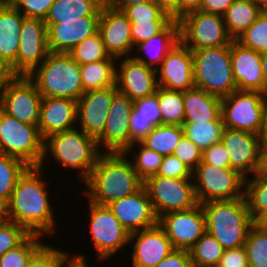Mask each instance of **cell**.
I'll list each match as a JSON object with an SVG mask.
<instances>
[{
	"instance_id": "52",
	"label": "cell",
	"mask_w": 267,
	"mask_h": 267,
	"mask_svg": "<svg viewBox=\"0 0 267 267\" xmlns=\"http://www.w3.org/2000/svg\"><path fill=\"white\" fill-rule=\"evenodd\" d=\"M130 145L141 142L156 125L151 119L136 117L132 112L129 116Z\"/></svg>"
},
{
	"instance_id": "22",
	"label": "cell",
	"mask_w": 267,
	"mask_h": 267,
	"mask_svg": "<svg viewBox=\"0 0 267 267\" xmlns=\"http://www.w3.org/2000/svg\"><path fill=\"white\" fill-rule=\"evenodd\" d=\"M130 244H133L131 267H155L175 249L159 224L130 233Z\"/></svg>"
},
{
	"instance_id": "64",
	"label": "cell",
	"mask_w": 267,
	"mask_h": 267,
	"mask_svg": "<svg viewBox=\"0 0 267 267\" xmlns=\"http://www.w3.org/2000/svg\"><path fill=\"white\" fill-rule=\"evenodd\" d=\"M261 65H262V74L265 84V94L267 95V52H264L261 55Z\"/></svg>"
},
{
	"instance_id": "3",
	"label": "cell",
	"mask_w": 267,
	"mask_h": 267,
	"mask_svg": "<svg viewBox=\"0 0 267 267\" xmlns=\"http://www.w3.org/2000/svg\"><path fill=\"white\" fill-rule=\"evenodd\" d=\"M101 154L97 140L75 127L44 138L43 157L39 168L45 170L46 158L52 156V159L55 160L53 162H56L57 165L66 167V170H77L76 178L79 177L78 180L83 183L90 175Z\"/></svg>"
},
{
	"instance_id": "67",
	"label": "cell",
	"mask_w": 267,
	"mask_h": 267,
	"mask_svg": "<svg viewBox=\"0 0 267 267\" xmlns=\"http://www.w3.org/2000/svg\"><path fill=\"white\" fill-rule=\"evenodd\" d=\"M255 1L261 3L262 5H264L267 2V0H255Z\"/></svg>"
},
{
	"instance_id": "19",
	"label": "cell",
	"mask_w": 267,
	"mask_h": 267,
	"mask_svg": "<svg viewBox=\"0 0 267 267\" xmlns=\"http://www.w3.org/2000/svg\"><path fill=\"white\" fill-rule=\"evenodd\" d=\"M115 85L118 92L133 101L153 95L158 89L156 69L133 57L117 59Z\"/></svg>"
},
{
	"instance_id": "25",
	"label": "cell",
	"mask_w": 267,
	"mask_h": 267,
	"mask_svg": "<svg viewBox=\"0 0 267 267\" xmlns=\"http://www.w3.org/2000/svg\"><path fill=\"white\" fill-rule=\"evenodd\" d=\"M77 101L62 97H42L38 129L44 139L77 126Z\"/></svg>"
},
{
	"instance_id": "14",
	"label": "cell",
	"mask_w": 267,
	"mask_h": 267,
	"mask_svg": "<svg viewBox=\"0 0 267 267\" xmlns=\"http://www.w3.org/2000/svg\"><path fill=\"white\" fill-rule=\"evenodd\" d=\"M16 61L10 66L15 76H28L50 53L47 27L39 18H23Z\"/></svg>"
},
{
	"instance_id": "54",
	"label": "cell",
	"mask_w": 267,
	"mask_h": 267,
	"mask_svg": "<svg viewBox=\"0 0 267 267\" xmlns=\"http://www.w3.org/2000/svg\"><path fill=\"white\" fill-rule=\"evenodd\" d=\"M218 266L249 267V261L244 246L234 249H226L219 260Z\"/></svg>"
},
{
	"instance_id": "57",
	"label": "cell",
	"mask_w": 267,
	"mask_h": 267,
	"mask_svg": "<svg viewBox=\"0 0 267 267\" xmlns=\"http://www.w3.org/2000/svg\"><path fill=\"white\" fill-rule=\"evenodd\" d=\"M173 20L180 19V0H154Z\"/></svg>"
},
{
	"instance_id": "30",
	"label": "cell",
	"mask_w": 267,
	"mask_h": 267,
	"mask_svg": "<svg viewBox=\"0 0 267 267\" xmlns=\"http://www.w3.org/2000/svg\"><path fill=\"white\" fill-rule=\"evenodd\" d=\"M104 0H55L44 20L53 25L63 20H83V17H100Z\"/></svg>"
},
{
	"instance_id": "59",
	"label": "cell",
	"mask_w": 267,
	"mask_h": 267,
	"mask_svg": "<svg viewBox=\"0 0 267 267\" xmlns=\"http://www.w3.org/2000/svg\"><path fill=\"white\" fill-rule=\"evenodd\" d=\"M203 0H180V19L188 13L199 11Z\"/></svg>"
},
{
	"instance_id": "37",
	"label": "cell",
	"mask_w": 267,
	"mask_h": 267,
	"mask_svg": "<svg viewBox=\"0 0 267 267\" xmlns=\"http://www.w3.org/2000/svg\"><path fill=\"white\" fill-rule=\"evenodd\" d=\"M134 147L138 149V151H136ZM124 154L127 157L133 155L129 160L131 161L134 170L143 181L150 176L157 175L163 159L162 155L147 148L141 142L130 145Z\"/></svg>"
},
{
	"instance_id": "49",
	"label": "cell",
	"mask_w": 267,
	"mask_h": 267,
	"mask_svg": "<svg viewBox=\"0 0 267 267\" xmlns=\"http://www.w3.org/2000/svg\"><path fill=\"white\" fill-rule=\"evenodd\" d=\"M55 0H10L9 2L25 17L45 20Z\"/></svg>"
},
{
	"instance_id": "9",
	"label": "cell",
	"mask_w": 267,
	"mask_h": 267,
	"mask_svg": "<svg viewBox=\"0 0 267 267\" xmlns=\"http://www.w3.org/2000/svg\"><path fill=\"white\" fill-rule=\"evenodd\" d=\"M266 107V94L236 90L221 99V117L224 127L259 135Z\"/></svg>"
},
{
	"instance_id": "20",
	"label": "cell",
	"mask_w": 267,
	"mask_h": 267,
	"mask_svg": "<svg viewBox=\"0 0 267 267\" xmlns=\"http://www.w3.org/2000/svg\"><path fill=\"white\" fill-rule=\"evenodd\" d=\"M192 51L179 41L156 69L158 87L184 92L195 87Z\"/></svg>"
},
{
	"instance_id": "43",
	"label": "cell",
	"mask_w": 267,
	"mask_h": 267,
	"mask_svg": "<svg viewBox=\"0 0 267 267\" xmlns=\"http://www.w3.org/2000/svg\"><path fill=\"white\" fill-rule=\"evenodd\" d=\"M236 41L259 53L267 52V14L263 11Z\"/></svg>"
},
{
	"instance_id": "68",
	"label": "cell",
	"mask_w": 267,
	"mask_h": 267,
	"mask_svg": "<svg viewBox=\"0 0 267 267\" xmlns=\"http://www.w3.org/2000/svg\"><path fill=\"white\" fill-rule=\"evenodd\" d=\"M263 11L267 14V2L263 5Z\"/></svg>"
},
{
	"instance_id": "62",
	"label": "cell",
	"mask_w": 267,
	"mask_h": 267,
	"mask_svg": "<svg viewBox=\"0 0 267 267\" xmlns=\"http://www.w3.org/2000/svg\"><path fill=\"white\" fill-rule=\"evenodd\" d=\"M15 77L11 67L3 60L0 53V80Z\"/></svg>"
},
{
	"instance_id": "33",
	"label": "cell",
	"mask_w": 267,
	"mask_h": 267,
	"mask_svg": "<svg viewBox=\"0 0 267 267\" xmlns=\"http://www.w3.org/2000/svg\"><path fill=\"white\" fill-rule=\"evenodd\" d=\"M251 177L245 179L244 198L252 219L257 223L267 213V175L260 170Z\"/></svg>"
},
{
	"instance_id": "50",
	"label": "cell",
	"mask_w": 267,
	"mask_h": 267,
	"mask_svg": "<svg viewBox=\"0 0 267 267\" xmlns=\"http://www.w3.org/2000/svg\"><path fill=\"white\" fill-rule=\"evenodd\" d=\"M172 21L131 23L133 47L162 32Z\"/></svg>"
},
{
	"instance_id": "21",
	"label": "cell",
	"mask_w": 267,
	"mask_h": 267,
	"mask_svg": "<svg viewBox=\"0 0 267 267\" xmlns=\"http://www.w3.org/2000/svg\"><path fill=\"white\" fill-rule=\"evenodd\" d=\"M98 32L110 57L115 59L132 57L134 47L131 38V22L122 11L103 5Z\"/></svg>"
},
{
	"instance_id": "40",
	"label": "cell",
	"mask_w": 267,
	"mask_h": 267,
	"mask_svg": "<svg viewBox=\"0 0 267 267\" xmlns=\"http://www.w3.org/2000/svg\"><path fill=\"white\" fill-rule=\"evenodd\" d=\"M73 60L79 65L98 62L106 59H115L110 57L105 49L99 32L84 39L77 44L69 53Z\"/></svg>"
},
{
	"instance_id": "58",
	"label": "cell",
	"mask_w": 267,
	"mask_h": 267,
	"mask_svg": "<svg viewBox=\"0 0 267 267\" xmlns=\"http://www.w3.org/2000/svg\"><path fill=\"white\" fill-rule=\"evenodd\" d=\"M152 1L154 0H104V6L113 10L123 11L128 6Z\"/></svg>"
},
{
	"instance_id": "66",
	"label": "cell",
	"mask_w": 267,
	"mask_h": 267,
	"mask_svg": "<svg viewBox=\"0 0 267 267\" xmlns=\"http://www.w3.org/2000/svg\"><path fill=\"white\" fill-rule=\"evenodd\" d=\"M263 229L267 230V213L257 222Z\"/></svg>"
},
{
	"instance_id": "16",
	"label": "cell",
	"mask_w": 267,
	"mask_h": 267,
	"mask_svg": "<svg viewBox=\"0 0 267 267\" xmlns=\"http://www.w3.org/2000/svg\"><path fill=\"white\" fill-rule=\"evenodd\" d=\"M134 101L118 92L112 100L102 134L96 139L102 153H124L130 147L129 116Z\"/></svg>"
},
{
	"instance_id": "63",
	"label": "cell",
	"mask_w": 267,
	"mask_h": 267,
	"mask_svg": "<svg viewBox=\"0 0 267 267\" xmlns=\"http://www.w3.org/2000/svg\"><path fill=\"white\" fill-rule=\"evenodd\" d=\"M260 144L262 149H267V107L264 113L263 125L261 133L259 134Z\"/></svg>"
},
{
	"instance_id": "55",
	"label": "cell",
	"mask_w": 267,
	"mask_h": 267,
	"mask_svg": "<svg viewBox=\"0 0 267 267\" xmlns=\"http://www.w3.org/2000/svg\"><path fill=\"white\" fill-rule=\"evenodd\" d=\"M155 267H193L187 250L174 249Z\"/></svg>"
},
{
	"instance_id": "44",
	"label": "cell",
	"mask_w": 267,
	"mask_h": 267,
	"mask_svg": "<svg viewBox=\"0 0 267 267\" xmlns=\"http://www.w3.org/2000/svg\"><path fill=\"white\" fill-rule=\"evenodd\" d=\"M122 12L131 23L173 21L154 1L128 6Z\"/></svg>"
},
{
	"instance_id": "13",
	"label": "cell",
	"mask_w": 267,
	"mask_h": 267,
	"mask_svg": "<svg viewBox=\"0 0 267 267\" xmlns=\"http://www.w3.org/2000/svg\"><path fill=\"white\" fill-rule=\"evenodd\" d=\"M178 21L180 41L191 51L229 45L233 41L221 15L194 11Z\"/></svg>"
},
{
	"instance_id": "6",
	"label": "cell",
	"mask_w": 267,
	"mask_h": 267,
	"mask_svg": "<svg viewBox=\"0 0 267 267\" xmlns=\"http://www.w3.org/2000/svg\"><path fill=\"white\" fill-rule=\"evenodd\" d=\"M195 87L219 98L238 90L231 64V44L192 51Z\"/></svg>"
},
{
	"instance_id": "29",
	"label": "cell",
	"mask_w": 267,
	"mask_h": 267,
	"mask_svg": "<svg viewBox=\"0 0 267 267\" xmlns=\"http://www.w3.org/2000/svg\"><path fill=\"white\" fill-rule=\"evenodd\" d=\"M184 122L223 121L221 98L193 87L183 92Z\"/></svg>"
},
{
	"instance_id": "36",
	"label": "cell",
	"mask_w": 267,
	"mask_h": 267,
	"mask_svg": "<svg viewBox=\"0 0 267 267\" xmlns=\"http://www.w3.org/2000/svg\"><path fill=\"white\" fill-rule=\"evenodd\" d=\"M157 97L162 124L183 126L185 117L183 92L158 87Z\"/></svg>"
},
{
	"instance_id": "47",
	"label": "cell",
	"mask_w": 267,
	"mask_h": 267,
	"mask_svg": "<svg viewBox=\"0 0 267 267\" xmlns=\"http://www.w3.org/2000/svg\"><path fill=\"white\" fill-rule=\"evenodd\" d=\"M136 117L151 119L156 125L162 124L161 113L159 111L157 91L155 94L134 100L131 111Z\"/></svg>"
},
{
	"instance_id": "23",
	"label": "cell",
	"mask_w": 267,
	"mask_h": 267,
	"mask_svg": "<svg viewBox=\"0 0 267 267\" xmlns=\"http://www.w3.org/2000/svg\"><path fill=\"white\" fill-rule=\"evenodd\" d=\"M108 207L129 233L158 224V217L144 186L136 193L110 203Z\"/></svg>"
},
{
	"instance_id": "51",
	"label": "cell",
	"mask_w": 267,
	"mask_h": 267,
	"mask_svg": "<svg viewBox=\"0 0 267 267\" xmlns=\"http://www.w3.org/2000/svg\"><path fill=\"white\" fill-rule=\"evenodd\" d=\"M157 175L171 178H193V171L174 154L163 156Z\"/></svg>"
},
{
	"instance_id": "61",
	"label": "cell",
	"mask_w": 267,
	"mask_h": 267,
	"mask_svg": "<svg viewBox=\"0 0 267 267\" xmlns=\"http://www.w3.org/2000/svg\"><path fill=\"white\" fill-rule=\"evenodd\" d=\"M10 221L8 200L0 196V224Z\"/></svg>"
},
{
	"instance_id": "34",
	"label": "cell",
	"mask_w": 267,
	"mask_h": 267,
	"mask_svg": "<svg viewBox=\"0 0 267 267\" xmlns=\"http://www.w3.org/2000/svg\"><path fill=\"white\" fill-rule=\"evenodd\" d=\"M184 135L183 126H156L141 143L162 156L173 154L181 137Z\"/></svg>"
},
{
	"instance_id": "42",
	"label": "cell",
	"mask_w": 267,
	"mask_h": 267,
	"mask_svg": "<svg viewBox=\"0 0 267 267\" xmlns=\"http://www.w3.org/2000/svg\"><path fill=\"white\" fill-rule=\"evenodd\" d=\"M41 238L40 235L30 234L19 246L0 257V267H27L31 256L45 243Z\"/></svg>"
},
{
	"instance_id": "5",
	"label": "cell",
	"mask_w": 267,
	"mask_h": 267,
	"mask_svg": "<svg viewBox=\"0 0 267 267\" xmlns=\"http://www.w3.org/2000/svg\"><path fill=\"white\" fill-rule=\"evenodd\" d=\"M27 77L42 97L77 101L84 94L80 65L68 53L50 52Z\"/></svg>"
},
{
	"instance_id": "69",
	"label": "cell",
	"mask_w": 267,
	"mask_h": 267,
	"mask_svg": "<svg viewBox=\"0 0 267 267\" xmlns=\"http://www.w3.org/2000/svg\"><path fill=\"white\" fill-rule=\"evenodd\" d=\"M202 267H219L218 265L202 266Z\"/></svg>"
},
{
	"instance_id": "38",
	"label": "cell",
	"mask_w": 267,
	"mask_h": 267,
	"mask_svg": "<svg viewBox=\"0 0 267 267\" xmlns=\"http://www.w3.org/2000/svg\"><path fill=\"white\" fill-rule=\"evenodd\" d=\"M225 249L209 233L205 232L189 250L193 267L218 265Z\"/></svg>"
},
{
	"instance_id": "41",
	"label": "cell",
	"mask_w": 267,
	"mask_h": 267,
	"mask_svg": "<svg viewBox=\"0 0 267 267\" xmlns=\"http://www.w3.org/2000/svg\"><path fill=\"white\" fill-rule=\"evenodd\" d=\"M244 248L249 267H267V230L258 223L249 229Z\"/></svg>"
},
{
	"instance_id": "15",
	"label": "cell",
	"mask_w": 267,
	"mask_h": 267,
	"mask_svg": "<svg viewBox=\"0 0 267 267\" xmlns=\"http://www.w3.org/2000/svg\"><path fill=\"white\" fill-rule=\"evenodd\" d=\"M158 224L175 249L189 251L206 232L205 214L201 204L184 210L170 212L158 219Z\"/></svg>"
},
{
	"instance_id": "1",
	"label": "cell",
	"mask_w": 267,
	"mask_h": 267,
	"mask_svg": "<svg viewBox=\"0 0 267 267\" xmlns=\"http://www.w3.org/2000/svg\"><path fill=\"white\" fill-rule=\"evenodd\" d=\"M44 170L29 167L18 179L9 204L10 221L21 225L29 234L53 236L56 230V216L51 207Z\"/></svg>"
},
{
	"instance_id": "31",
	"label": "cell",
	"mask_w": 267,
	"mask_h": 267,
	"mask_svg": "<svg viewBox=\"0 0 267 267\" xmlns=\"http://www.w3.org/2000/svg\"><path fill=\"white\" fill-rule=\"evenodd\" d=\"M263 12V5L255 0H235L223 15L228 34L236 40Z\"/></svg>"
},
{
	"instance_id": "17",
	"label": "cell",
	"mask_w": 267,
	"mask_h": 267,
	"mask_svg": "<svg viewBox=\"0 0 267 267\" xmlns=\"http://www.w3.org/2000/svg\"><path fill=\"white\" fill-rule=\"evenodd\" d=\"M221 142L229 153L230 166L244 177L262 169L263 151L259 135L224 128Z\"/></svg>"
},
{
	"instance_id": "48",
	"label": "cell",
	"mask_w": 267,
	"mask_h": 267,
	"mask_svg": "<svg viewBox=\"0 0 267 267\" xmlns=\"http://www.w3.org/2000/svg\"><path fill=\"white\" fill-rule=\"evenodd\" d=\"M173 154L192 171L202 161V151L185 134L181 137Z\"/></svg>"
},
{
	"instance_id": "10",
	"label": "cell",
	"mask_w": 267,
	"mask_h": 267,
	"mask_svg": "<svg viewBox=\"0 0 267 267\" xmlns=\"http://www.w3.org/2000/svg\"><path fill=\"white\" fill-rule=\"evenodd\" d=\"M88 228L92 246L96 251V259L106 261L126 246H129L130 233L123 227L107 205H98L88 201ZM122 249V250H121ZM119 251V252H118Z\"/></svg>"
},
{
	"instance_id": "2",
	"label": "cell",
	"mask_w": 267,
	"mask_h": 267,
	"mask_svg": "<svg viewBox=\"0 0 267 267\" xmlns=\"http://www.w3.org/2000/svg\"><path fill=\"white\" fill-rule=\"evenodd\" d=\"M83 183L86 189L82 195H86L88 201L107 206L144 186L124 153H102Z\"/></svg>"
},
{
	"instance_id": "12",
	"label": "cell",
	"mask_w": 267,
	"mask_h": 267,
	"mask_svg": "<svg viewBox=\"0 0 267 267\" xmlns=\"http://www.w3.org/2000/svg\"><path fill=\"white\" fill-rule=\"evenodd\" d=\"M42 96L27 76L0 80V109L22 123L38 126Z\"/></svg>"
},
{
	"instance_id": "11",
	"label": "cell",
	"mask_w": 267,
	"mask_h": 267,
	"mask_svg": "<svg viewBox=\"0 0 267 267\" xmlns=\"http://www.w3.org/2000/svg\"><path fill=\"white\" fill-rule=\"evenodd\" d=\"M144 187L158 219L167 213L184 211L199 204L193 178H171L153 175Z\"/></svg>"
},
{
	"instance_id": "26",
	"label": "cell",
	"mask_w": 267,
	"mask_h": 267,
	"mask_svg": "<svg viewBox=\"0 0 267 267\" xmlns=\"http://www.w3.org/2000/svg\"><path fill=\"white\" fill-rule=\"evenodd\" d=\"M100 17H83V20H63L46 25L49 51L69 53L77 44L98 32Z\"/></svg>"
},
{
	"instance_id": "4",
	"label": "cell",
	"mask_w": 267,
	"mask_h": 267,
	"mask_svg": "<svg viewBox=\"0 0 267 267\" xmlns=\"http://www.w3.org/2000/svg\"><path fill=\"white\" fill-rule=\"evenodd\" d=\"M206 232L226 249L244 246L249 229L255 224L245 198L208 201L201 204Z\"/></svg>"
},
{
	"instance_id": "27",
	"label": "cell",
	"mask_w": 267,
	"mask_h": 267,
	"mask_svg": "<svg viewBox=\"0 0 267 267\" xmlns=\"http://www.w3.org/2000/svg\"><path fill=\"white\" fill-rule=\"evenodd\" d=\"M179 41V21L173 20L162 32L136 45L132 57L145 66L157 69Z\"/></svg>"
},
{
	"instance_id": "35",
	"label": "cell",
	"mask_w": 267,
	"mask_h": 267,
	"mask_svg": "<svg viewBox=\"0 0 267 267\" xmlns=\"http://www.w3.org/2000/svg\"><path fill=\"white\" fill-rule=\"evenodd\" d=\"M223 121L183 122L184 134L203 152L213 144L221 142Z\"/></svg>"
},
{
	"instance_id": "28",
	"label": "cell",
	"mask_w": 267,
	"mask_h": 267,
	"mask_svg": "<svg viewBox=\"0 0 267 267\" xmlns=\"http://www.w3.org/2000/svg\"><path fill=\"white\" fill-rule=\"evenodd\" d=\"M24 16L9 2H0V53L11 66L18 54Z\"/></svg>"
},
{
	"instance_id": "46",
	"label": "cell",
	"mask_w": 267,
	"mask_h": 267,
	"mask_svg": "<svg viewBox=\"0 0 267 267\" xmlns=\"http://www.w3.org/2000/svg\"><path fill=\"white\" fill-rule=\"evenodd\" d=\"M30 234L13 221L0 224V257L19 246Z\"/></svg>"
},
{
	"instance_id": "8",
	"label": "cell",
	"mask_w": 267,
	"mask_h": 267,
	"mask_svg": "<svg viewBox=\"0 0 267 267\" xmlns=\"http://www.w3.org/2000/svg\"><path fill=\"white\" fill-rule=\"evenodd\" d=\"M245 179L235 169L215 167L202 161L193 171L195 193L200 204L243 198Z\"/></svg>"
},
{
	"instance_id": "65",
	"label": "cell",
	"mask_w": 267,
	"mask_h": 267,
	"mask_svg": "<svg viewBox=\"0 0 267 267\" xmlns=\"http://www.w3.org/2000/svg\"><path fill=\"white\" fill-rule=\"evenodd\" d=\"M263 156H262V169L261 171L267 175V149H262Z\"/></svg>"
},
{
	"instance_id": "60",
	"label": "cell",
	"mask_w": 267,
	"mask_h": 267,
	"mask_svg": "<svg viewBox=\"0 0 267 267\" xmlns=\"http://www.w3.org/2000/svg\"><path fill=\"white\" fill-rule=\"evenodd\" d=\"M86 256L81 253L70 255L60 267H88Z\"/></svg>"
},
{
	"instance_id": "39",
	"label": "cell",
	"mask_w": 267,
	"mask_h": 267,
	"mask_svg": "<svg viewBox=\"0 0 267 267\" xmlns=\"http://www.w3.org/2000/svg\"><path fill=\"white\" fill-rule=\"evenodd\" d=\"M23 160L0 153V196L9 201L18 179L29 168Z\"/></svg>"
},
{
	"instance_id": "24",
	"label": "cell",
	"mask_w": 267,
	"mask_h": 267,
	"mask_svg": "<svg viewBox=\"0 0 267 267\" xmlns=\"http://www.w3.org/2000/svg\"><path fill=\"white\" fill-rule=\"evenodd\" d=\"M261 55L258 51L231 42V64L238 90L265 94Z\"/></svg>"
},
{
	"instance_id": "53",
	"label": "cell",
	"mask_w": 267,
	"mask_h": 267,
	"mask_svg": "<svg viewBox=\"0 0 267 267\" xmlns=\"http://www.w3.org/2000/svg\"><path fill=\"white\" fill-rule=\"evenodd\" d=\"M202 162L221 168H231L229 153L222 142L213 144L202 152Z\"/></svg>"
},
{
	"instance_id": "7",
	"label": "cell",
	"mask_w": 267,
	"mask_h": 267,
	"mask_svg": "<svg viewBox=\"0 0 267 267\" xmlns=\"http://www.w3.org/2000/svg\"><path fill=\"white\" fill-rule=\"evenodd\" d=\"M44 139L38 126L29 125L0 109V153L23 160L30 167H39Z\"/></svg>"
},
{
	"instance_id": "32",
	"label": "cell",
	"mask_w": 267,
	"mask_h": 267,
	"mask_svg": "<svg viewBox=\"0 0 267 267\" xmlns=\"http://www.w3.org/2000/svg\"><path fill=\"white\" fill-rule=\"evenodd\" d=\"M117 59L80 65L84 92L115 86Z\"/></svg>"
},
{
	"instance_id": "56",
	"label": "cell",
	"mask_w": 267,
	"mask_h": 267,
	"mask_svg": "<svg viewBox=\"0 0 267 267\" xmlns=\"http://www.w3.org/2000/svg\"><path fill=\"white\" fill-rule=\"evenodd\" d=\"M235 0H203L199 11L223 16Z\"/></svg>"
},
{
	"instance_id": "18",
	"label": "cell",
	"mask_w": 267,
	"mask_h": 267,
	"mask_svg": "<svg viewBox=\"0 0 267 267\" xmlns=\"http://www.w3.org/2000/svg\"><path fill=\"white\" fill-rule=\"evenodd\" d=\"M117 93L116 85L84 92L77 100L76 126L97 139L104 130L113 97Z\"/></svg>"
},
{
	"instance_id": "45",
	"label": "cell",
	"mask_w": 267,
	"mask_h": 267,
	"mask_svg": "<svg viewBox=\"0 0 267 267\" xmlns=\"http://www.w3.org/2000/svg\"><path fill=\"white\" fill-rule=\"evenodd\" d=\"M70 252L44 243L29 259L27 267H60L70 256Z\"/></svg>"
}]
</instances>
